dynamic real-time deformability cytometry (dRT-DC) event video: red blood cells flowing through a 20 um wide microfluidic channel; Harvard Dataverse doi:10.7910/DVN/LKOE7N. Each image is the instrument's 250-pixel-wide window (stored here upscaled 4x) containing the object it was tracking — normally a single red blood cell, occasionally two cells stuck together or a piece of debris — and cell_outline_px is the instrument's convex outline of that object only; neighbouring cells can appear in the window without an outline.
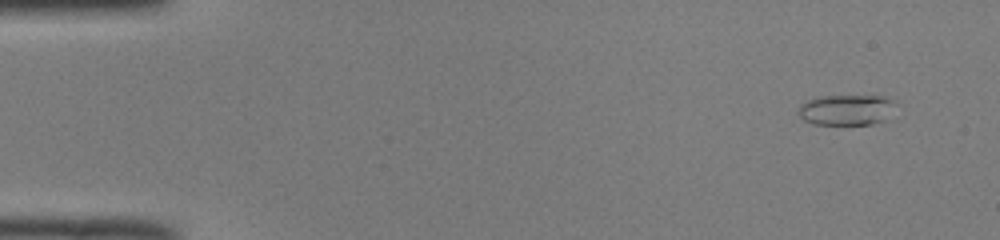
{"species": "common noctule bat (a hibernating species)", "species_latin": "Nyctalus noctula", "temperature_condition": "room temperature", "stored_images_in_passage": 13, "camera_frame_rate_fps": 3000, "um_per_image_px": 0.085, "animal": {"sex": "male", "body_mass_g": 19.0, "forearm_length_mm": 50.8}, "frame": {"image": 1, "passage_image": 1, "time_ms": 0.0, "image_size_px": [1000, 240], "cell_outline_px": [[896, 100], [884, 120], [872, 124], [812, 124], [804, 120], [796, 112], [800, 104], [816, 96], [884, 96]], "centroid_in_image_um": [71.87, 9.33], "position_along_channel_um": 13.1, "area_um2": 17.28}}